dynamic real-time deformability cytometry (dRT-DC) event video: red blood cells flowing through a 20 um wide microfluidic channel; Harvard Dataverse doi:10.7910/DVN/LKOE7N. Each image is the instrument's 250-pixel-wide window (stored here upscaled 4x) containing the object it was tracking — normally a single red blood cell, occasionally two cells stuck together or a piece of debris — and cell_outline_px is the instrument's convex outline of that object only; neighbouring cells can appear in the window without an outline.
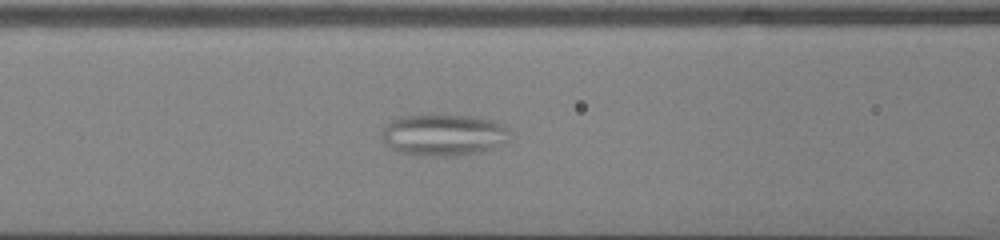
{"species": "common noctule bat (a hibernating species)", "species_latin": "Nyctalus noctula", "temperature_condition": "cold", "stored_images_in_passage": 40, "camera_frame_rate_fps": 3000, "um_per_image_px": 0.085, "animal": {"sex": "male", "body_mass_g": 13.0, "forearm_length_mm": 53.1}, "frame": {"image": 1, "passage_image": 11, "time_ms": 3.333, "image_size_px": [1000, 240], "cell_outline_px": [[508, 140], [484, 152], [456, 156], [420, 156], [396, 152], [384, 140], [380, 132], [396, 116], [428, 112], [444, 112], [476, 116], [492, 120], [504, 124], [508, 128]], "centroid_in_image_um": [37.68, 11.41], "position_along_channel_um": 128.9, "area_um2": 32.48}}
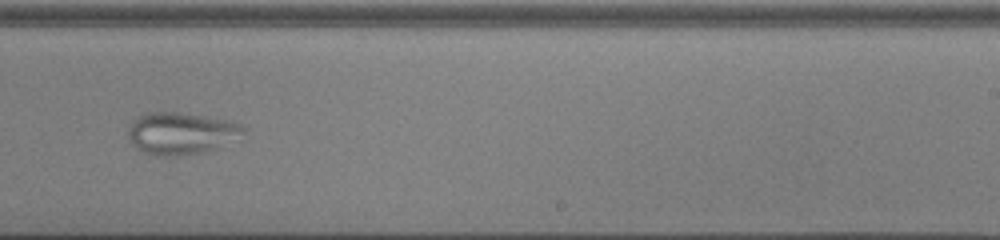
{"frame": {"image": 2, "passage_image": 22, "time_ms": 7.0, "image_size_px": [1000, 240], "cell_outline_px": [[244, 132], [240, 140], [220, 148], [204, 152], [172, 156], [152, 156], [136, 148], [132, 144], [128, 136], [128, 128], [132, 120], [136, 116], [144, 112], [180, 112], [204, 116], [224, 120], [240, 124], [244, 128]], "centroid_in_image_um": [15.39, 11.34], "position_along_channel_um": 273.6, "area_um2": 28.78}}
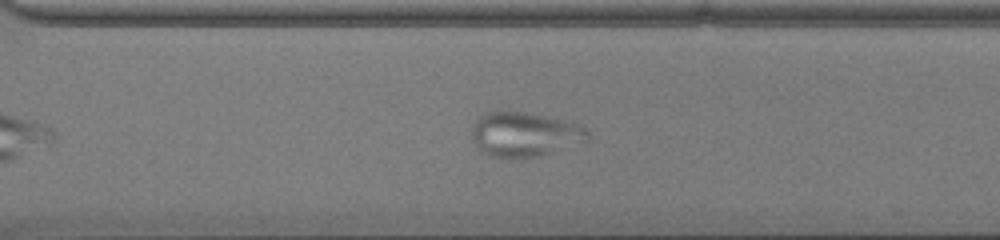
{"frame": {"image": 3, "passage_image": 26, "time_ms": 8.333, "image_size_px": [1000, 240], "cell_outline_px": [[588, 144], [540, 156], [520, 160], [512, 160], [488, 156], [476, 144], [472, 136], [472, 124], [476, 116], [484, 112], [524, 112], [564, 120], [588, 128]], "centroid_in_image_um": [44.63, 11.47], "position_along_channel_um": 326.0, "area_um2": 31.1}}